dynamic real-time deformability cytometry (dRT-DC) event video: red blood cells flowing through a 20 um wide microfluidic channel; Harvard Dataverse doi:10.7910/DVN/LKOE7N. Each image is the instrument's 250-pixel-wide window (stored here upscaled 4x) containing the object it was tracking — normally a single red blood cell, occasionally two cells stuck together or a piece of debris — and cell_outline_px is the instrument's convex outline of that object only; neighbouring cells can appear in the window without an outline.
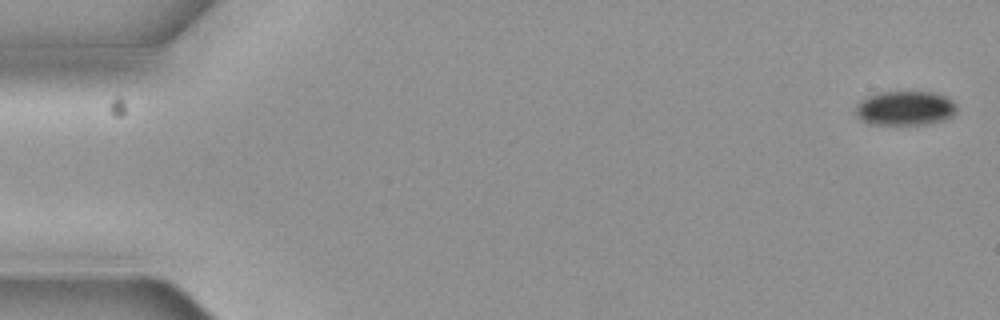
{"species": "common noctule bat (a hibernating species)", "species_latin": "Nyctalus noctula", "temperature_condition": "cold", "stored_images_in_passage": 5, "camera_frame_rate_fps": 3000, "um_per_image_px": 0.085, "animal": {"sex": "female", "body_mass_g": 19.3, "forearm_length_mm": 54.1}, "frame": {"image": 1, "passage_image": 1, "time_ms": 0.0, "image_size_px": [1000, 320], "cell_outline_px": [[956, 112], [952, 116], [944, 120], [924, 124], [868, 124], [860, 120], [856, 116], [856, 104], [860, 100], [868, 96], [880, 92], [936, 92], [948, 96], [956, 104]], "centroid_in_image_um": [76.94, 9.19], "position_along_channel_um": 8.1, "area_um2": 20.46}}
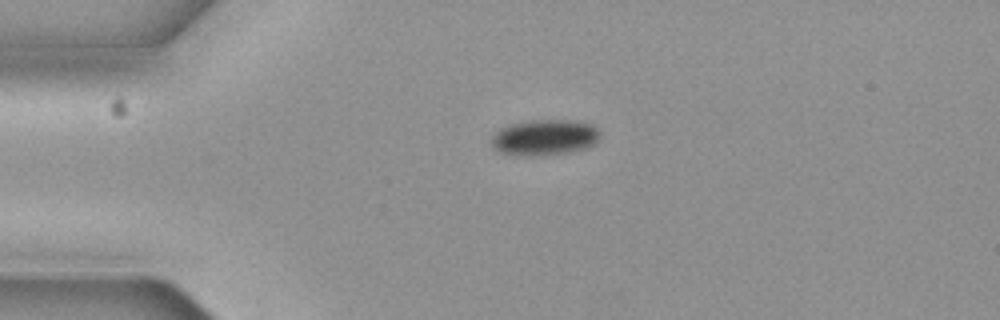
{"frame": {"image": 2, "passage_image": 4, "time_ms": 1.0, "image_size_px": [1000, 320], "cell_outline_px": [[596, 140], [592, 144], [584, 148], [564, 152], [532, 156], [528, 156], [500, 152], [492, 144], [492, 136], [500, 128], [512, 124], [532, 120], [576, 120], [592, 124], [596, 128]], "centroid_in_image_um": [46.25, 11.66], "position_along_channel_um": 38.8, "area_um2": 21.96}}